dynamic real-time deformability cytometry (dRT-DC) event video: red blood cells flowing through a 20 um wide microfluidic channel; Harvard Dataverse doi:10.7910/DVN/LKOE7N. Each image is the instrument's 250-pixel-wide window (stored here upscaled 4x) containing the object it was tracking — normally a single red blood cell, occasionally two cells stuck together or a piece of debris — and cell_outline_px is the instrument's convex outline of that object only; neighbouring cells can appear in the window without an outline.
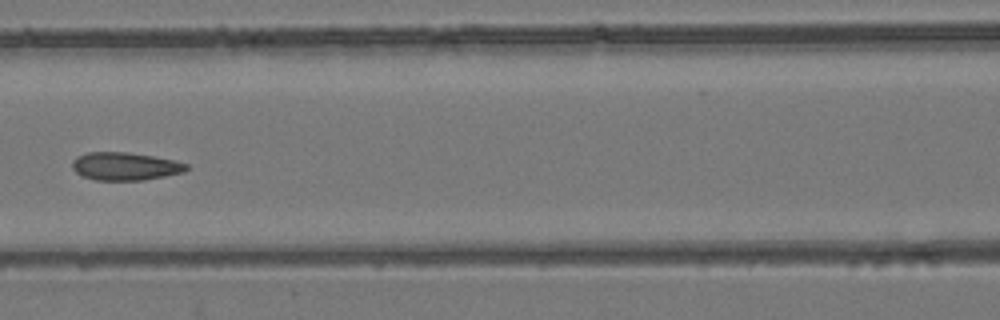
{"species": "common noctule bat (a hibernating species)", "species_latin": "Nyctalus noctula", "temperature_condition": "room temperature", "stored_images_in_passage": 7, "camera_frame_rate_fps": 3000, "um_per_image_px": 0.085, "animal": {"sex": "female", "body_mass_g": 24.6, "forearm_length_mm": 56.2}, "frame": {"image": 1, "passage_image": 7, "time_ms": 6.667, "image_size_px": [1000, 320], "cell_outline_px": [[188, 168], [184, 172], [144, 180], [96, 180], [80, 176], [72, 168], [72, 160], [76, 156], [88, 152], [128, 152], [176, 160], [188, 164]], "centroid_in_image_um": [10.61, 14.13], "position_along_channel_um": 156.0, "area_um2": 18.73}}